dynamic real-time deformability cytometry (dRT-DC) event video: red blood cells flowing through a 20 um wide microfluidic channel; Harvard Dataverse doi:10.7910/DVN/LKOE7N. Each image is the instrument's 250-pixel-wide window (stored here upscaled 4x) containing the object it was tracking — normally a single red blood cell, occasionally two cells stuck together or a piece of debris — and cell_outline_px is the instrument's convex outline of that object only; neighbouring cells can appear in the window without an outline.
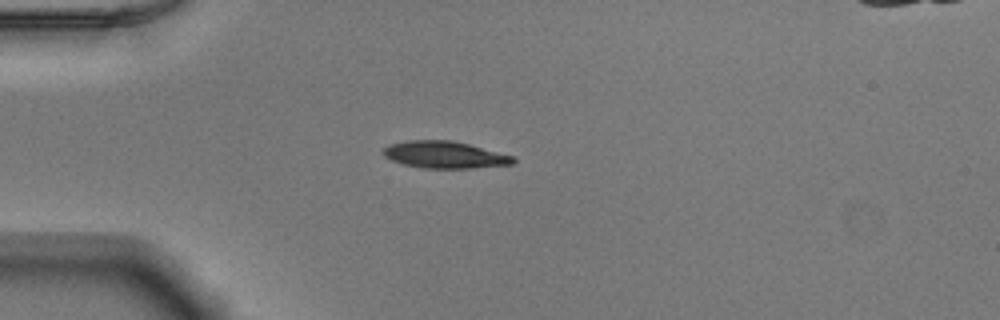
{"species": "Egyptian fruit bat (a non-hibernating species)", "species_latin": "Rousettus aegyptiacus", "temperature_condition": "warm", "stored_images_in_passage": 39, "camera_frame_rate_fps": 3000, "um_per_image_px": 0.085, "animal": {"sex": "male"}, "frame": {"image": 1, "passage_image": 1, "time_ms": 0.0, "image_size_px": [1000, 320], "cell_outline_px": [[516, 160], [512, 164], [472, 168], [424, 168], [404, 164], [392, 160], [384, 156], [384, 148], [388, 144], [408, 140], [452, 140], [468, 144], [512, 156]], "centroid_in_image_um": [37.77, 13.15], "position_along_channel_um": 47.2, "area_um2": 20.17}}
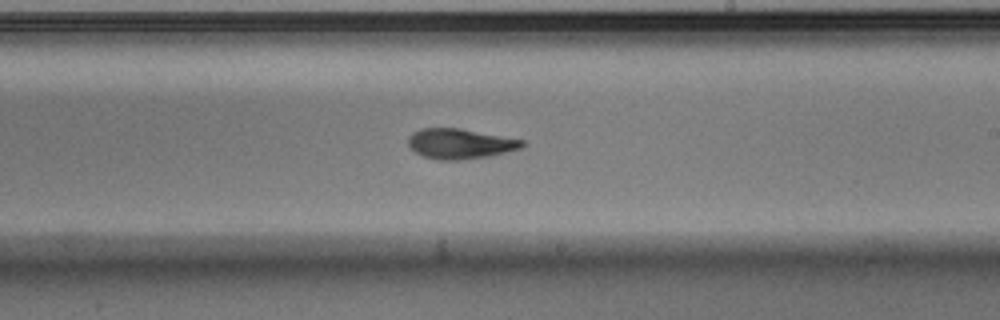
{"frame": {"image": 2, "passage_image": 18, "time_ms": 5.667, "image_size_px": [1000, 320], "cell_outline_px": [[524, 144], [520, 148], [492, 156], [460, 160], [440, 160], [424, 156], [416, 152], [408, 144], [408, 136], [412, 132], [420, 128], [460, 128], [524, 140]], "centroid_in_image_um": [39.09, 12.21], "position_along_channel_um": 249.9, "area_um2": 20.0}}
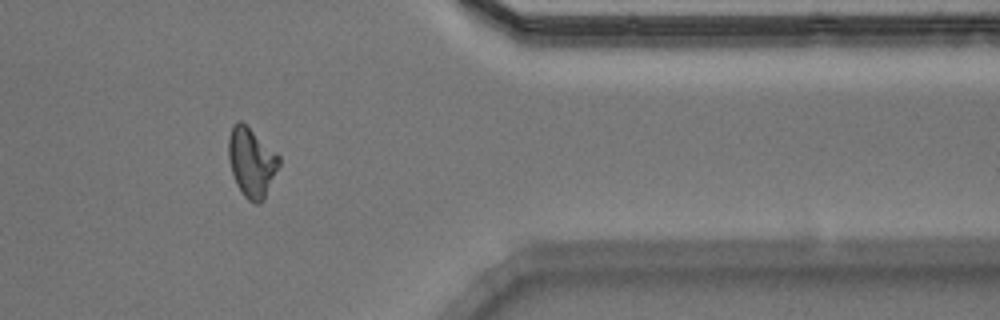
{"frame": {"image": 3, "passage_image": 30, "time_ms": 9.667, "image_size_px": [1000, 320], "cell_outline_px": [[280, 164], [264, 200], [260, 204], [256, 204], [248, 200], [244, 196], [236, 184], [228, 160], [228, 136], [236, 120], [240, 120], [280, 156]], "centroid_in_image_um": [21.37, 13.82], "position_along_channel_um": 390.0, "area_um2": 20.35}, "authors_computed_cell_mechanics": {"area_um2": 20.1144, "velocity_mm_per_s": 3.906, "shape_relaxation_time_tau1_ms": 5.0842, "shape_relaxation_time_tau2_ms": 3.1489, "deformation_change_tau1": 0.1949, "deformation_change_tau2": 0.0723}}